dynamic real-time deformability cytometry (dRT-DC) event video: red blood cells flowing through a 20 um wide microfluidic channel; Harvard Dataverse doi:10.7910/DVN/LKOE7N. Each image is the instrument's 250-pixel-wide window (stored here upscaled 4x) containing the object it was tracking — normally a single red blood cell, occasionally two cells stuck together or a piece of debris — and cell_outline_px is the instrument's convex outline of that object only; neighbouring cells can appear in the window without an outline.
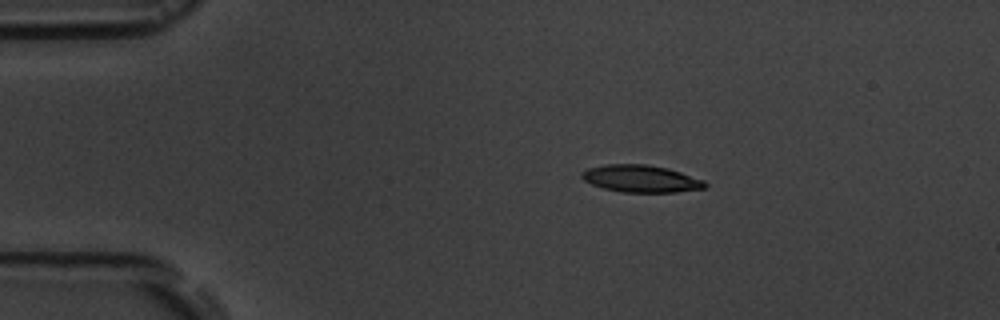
{"species": "common noctule bat (a hibernating species)", "species_latin": "Nyctalus noctula", "temperature_condition": "room temperature", "stored_images_in_passage": 15, "camera_frame_rate_fps": 3000, "um_per_image_px": 0.085, "animal": {"sex": "male", "body_mass_g": 19.5, "forearm_length_mm": 54.6}, "frame": {"image": 1, "passage_image": 2, "time_ms": 2.0, "image_size_px": [1000, 320], "cell_outline_px": [[708, 184], [704, 188], [676, 192], [620, 192], [604, 188], [592, 184], [584, 180], [580, 176], [580, 172], [588, 168], [604, 164], [644, 164], [668, 168], [704, 180]], "centroid_in_image_um": [54.46, 15.18], "position_along_channel_um": 30.5, "area_um2": 19.54}}
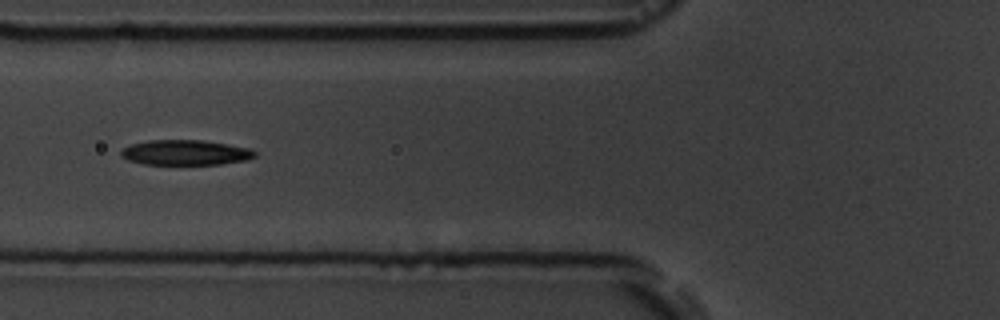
{"frame": {"image": 2, "passage_image": 5, "time_ms": 5.667, "image_size_px": [1000, 320], "cell_outline_px": [[256, 156], [248, 160], [220, 164], [144, 164], [128, 160], [120, 156], [120, 152], [124, 148], [132, 144], [148, 140], [204, 140], [252, 148], [256, 152]], "centroid_in_image_um": [15.8, 12.96], "position_along_channel_um": 110.0, "area_um2": 19.71}}
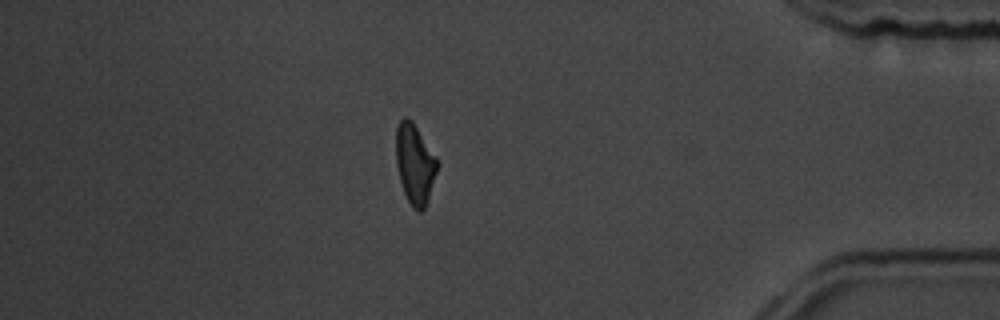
{"frame": {"image": 3, "passage_image": 13, "time_ms": 14.667, "image_size_px": [1000, 320], "cell_outline_px": [[440, 164], [428, 200], [424, 208], [420, 212], [416, 212], [412, 208], [404, 192], [400, 180], [396, 164], [396, 128], [400, 120], [404, 116], [412, 120]], "centroid_in_image_um": [35.27, 13.95], "position_along_channel_um": 399.9, "area_um2": 19.31}, "authors_computed_cell_mechanics": {"area_um2": 19.5364, "velocity_mm_per_s": 3.6289, "shape_relaxation_time_tau1_ms": 3.0746, "shape_relaxation_time_tau2_ms": null, "deformation_change_tau1": 0.1403, "deformation_change_tau2": null}}